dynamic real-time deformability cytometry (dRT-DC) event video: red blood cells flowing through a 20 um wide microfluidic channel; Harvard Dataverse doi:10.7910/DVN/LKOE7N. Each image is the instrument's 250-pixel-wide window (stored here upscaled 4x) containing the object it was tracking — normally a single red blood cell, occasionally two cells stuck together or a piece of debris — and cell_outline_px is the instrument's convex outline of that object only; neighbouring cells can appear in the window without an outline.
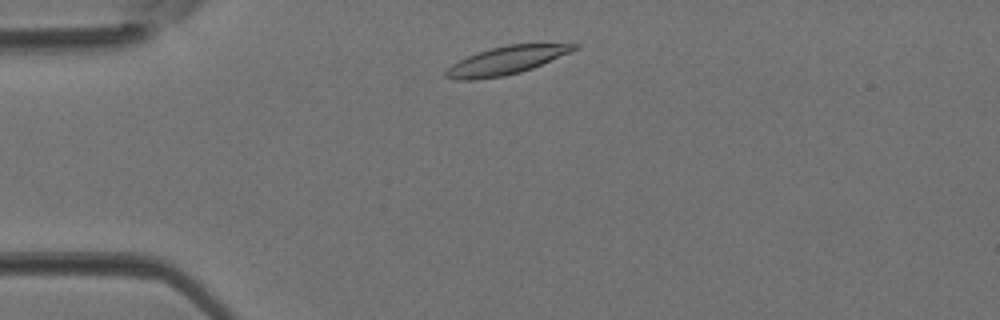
{"species": "Egyptian fruit bat (a non-hibernating species)", "species_latin": "Rousettus aegyptiacus", "temperature_condition": "room temperature", "stored_images_in_passage": 32, "camera_frame_rate_fps": 3000, "um_per_image_px": 0.085, "animal": {"sex": "female"}, "frame": {"image": 1, "passage_image": 3, "time_ms": 0.667, "image_size_px": [1000, 320], "cell_outline_px": [[580, 48], [532, 68], [520, 72], [504, 76], [476, 80], [456, 80], [444, 76], [444, 72], [452, 64], [468, 56], [492, 48], [508, 44], [580, 44]], "centroid_in_image_um": [43.02, 5.15], "position_along_channel_um": 42.0, "area_um2": 20.75}}
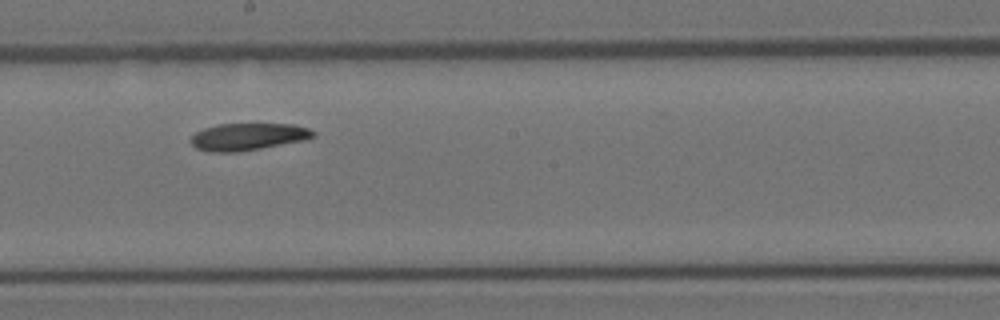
{"frame": {"image": 2, "passage_image": 15, "time_ms": 4.667, "image_size_px": [1000, 320], "cell_outline_px": [[316, 136], [304, 140], [240, 152], [208, 152], [196, 148], [192, 144], [192, 136], [196, 132], [204, 128], [216, 124], [292, 124], [308, 128], [316, 132]], "centroid_in_image_um": [21.08, 11.62], "position_along_channel_um": 227.1, "area_um2": 19.36}}
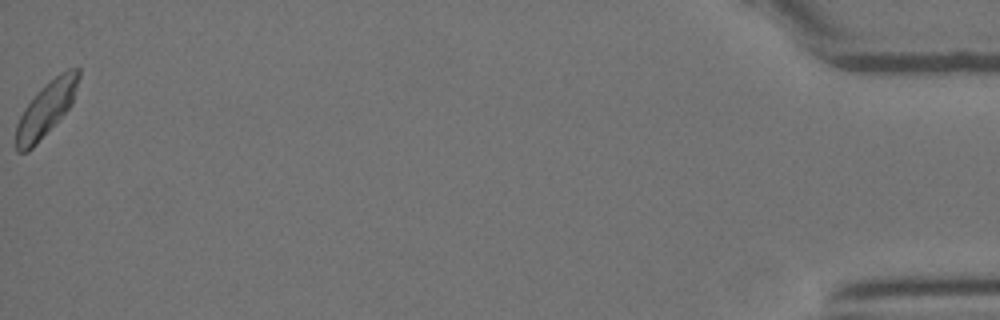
{"frame": {"image": 3, "passage_image": 32, "time_ms": 10.333, "image_size_px": [1000, 320], "cell_outline_px": [[80, 76], [72, 104], [36, 144], [28, 152], [16, 152], [16, 124], [24, 108], [40, 88], [44, 84], [60, 72], [68, 68], [80, 68]], "centroid_in_image_um": [3.92, 9.23], "position_along_channel_um": 431.3, "area_um2": 19.71}}